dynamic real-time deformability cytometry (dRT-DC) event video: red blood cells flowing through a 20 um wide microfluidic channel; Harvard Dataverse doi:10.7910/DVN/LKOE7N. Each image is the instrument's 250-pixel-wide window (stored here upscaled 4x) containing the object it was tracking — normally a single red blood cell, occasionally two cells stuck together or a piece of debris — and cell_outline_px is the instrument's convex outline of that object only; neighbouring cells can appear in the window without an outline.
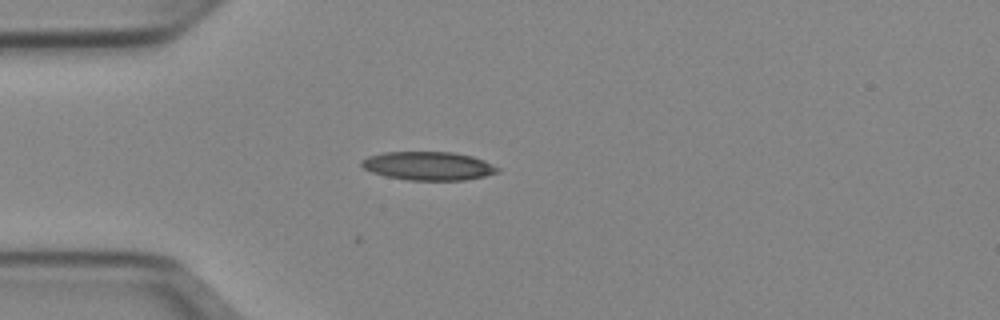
{"species": "Egyptian fruit bat (a non-hibernating species)", "species_latin": "Rousettus aegyptiacus", "temperature_condition": "cold", "stored_images_in_passage": 25, "camera_frame_rate_fps": 3000, "um_per_image_px": 0.085, "animal": {"sex": "female"}, "frame": {"image": 1, "passage_image": 1, "time_ms": 0.0, "image_size_px": [1000, 320], "cell_outline_px": [[500, 172], [484, 176], [464, 180], [408, 180], [388, 176], [372, 172], [364, 168], [360, 164], [360, 160], [368, 156], [384, 152], [452, 152], [472, 156], [484, 160], [500, 168]], "centroid_in_image_um": [36.42, 14.1], "position_along_channel_um": 48.6, "area_um2": 22.6}}
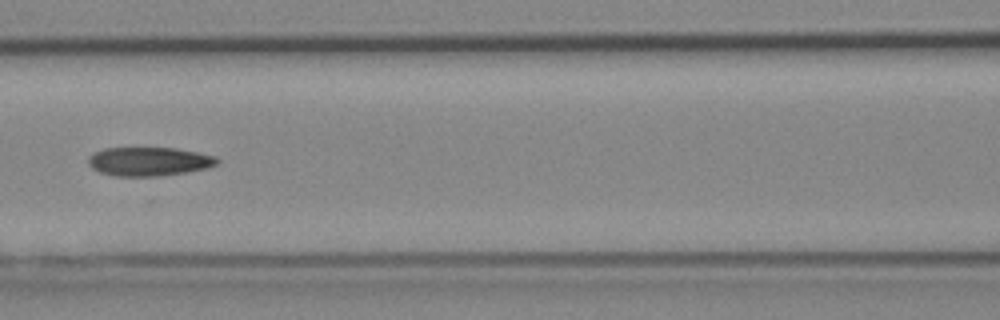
{"frame": {"image": 2, "passage_image": 10, "time_ms": 3.0, "image_size_px": [1000, 320], "cell_outline_px": [[220, 164], [208, 168], [188, 172], [156, 176], [116, 176], [100, 172], [92, 168], [88, 164], [88, 156], [92, 152], [104, 148], [176, 148], [216, 156], [220, 160]], "centroid_in_image_um": [12.68, 13.72], "position_along_channel_um": 153.9, "area_um2": 21.85}}
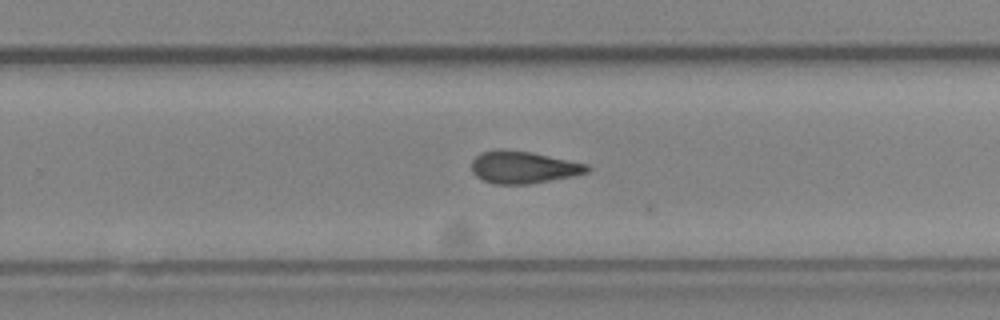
{"frame": {"image": 3, "passage_image": 20, "time_ms": 6.333, "image_size_px": [1000, 320], "cell_outline_px": [[592, 168], [588, 172], [572, 176], [528, 184], [496, 184], [484, 180], [476, 176], [472, 172], [472, 160], [480, 152], [500, 148], [532, 152], [588, 164]], "centroid_in_image_um": [44.47, 14.2], "position_along_channel_um": 285.3, "area_um2": 21.79}}